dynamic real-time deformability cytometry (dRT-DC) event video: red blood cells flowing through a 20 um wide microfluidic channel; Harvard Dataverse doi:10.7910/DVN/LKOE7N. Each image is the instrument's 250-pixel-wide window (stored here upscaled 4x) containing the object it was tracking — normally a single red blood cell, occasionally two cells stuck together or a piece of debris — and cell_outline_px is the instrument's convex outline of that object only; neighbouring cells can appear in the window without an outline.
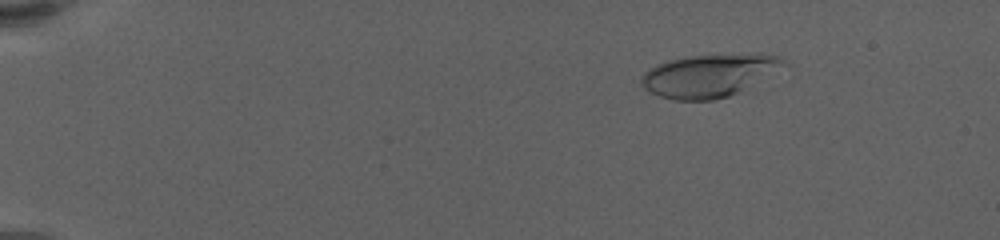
{"species": "human", "species_latin": "Homo sapiens", "temperature_condition": "warm", "stored_images_in_passage": 63, "camera_frame_rate_fps": 3000, "um_per_image_px": 0.085, "donor": {"sex": "female"}, "frame": {"image": 1, "passage_image": 10, "time_ms": 3.0, "image_size_px": [1000, 240], "cell_outline_px": [[792, 64], [740, 92], [728, 96], [712, 100], [676, 100], [660, 96], [644, 88], [640, 84], [640, 76], [644, 72], [656, 64], [668, 60], [684, 56], [760, 52], [780, 56]], "centroid_in_image_um": [60.37, 6.38], "position_along_channel_um": 24.6, "area_um2": 36.47}}
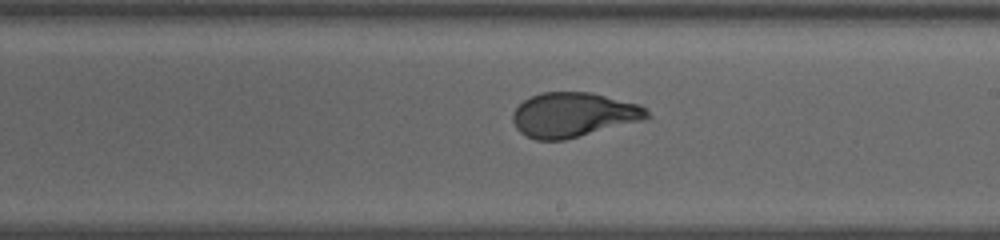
{"frame": {"image": 2, "passage_image": 39, "time_ms": 12.667, "image_size_px": [1000, 240], "cell_outline_px": [[652, 116], [648, 120], [564, 140], [536, 140], [520, 132], [516, 128], [512, 120], [512, 112], [524, 100], [540, 92], [592, 92], [640, 104]], "centroid_in_image_um": [48.79, 9.76], "position_along_channel_um": 240.2, "area_um2": 35.32}}
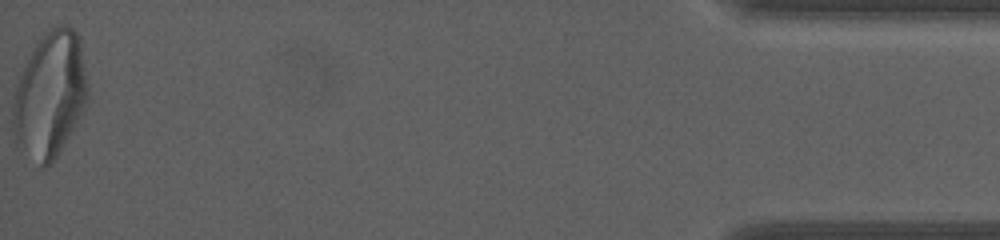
{"frame": {"image": 3, "passage_image": 63, "time_ms": 20.667, "image_size_px": [1000, 240], "cell_outline_px": [[92, 100], [56, 156], [44, 168], [40, 168], [16, 140], [12, 120], [12, 112], [16, 88], [20, 76], [32, 48], [44, 32], [56, 24], [68, 24], [76, 32], [80, 40]], "centroid_in_image_um": [4.32, 8.0], "position_along_channel_um": 430.9, "area_um2": 55.31}, "authors_computed_cell_mechanics": {"area_um2": 35.3736, "velocity_mm_per_s": 3.4089, "shape_relaxation_time_tau1_ms": 4.7596, "shape_relaxation_time_tau2_ms": null, "deformation_change_tau1": 0.2078, "deformation_change_tau2": null}}